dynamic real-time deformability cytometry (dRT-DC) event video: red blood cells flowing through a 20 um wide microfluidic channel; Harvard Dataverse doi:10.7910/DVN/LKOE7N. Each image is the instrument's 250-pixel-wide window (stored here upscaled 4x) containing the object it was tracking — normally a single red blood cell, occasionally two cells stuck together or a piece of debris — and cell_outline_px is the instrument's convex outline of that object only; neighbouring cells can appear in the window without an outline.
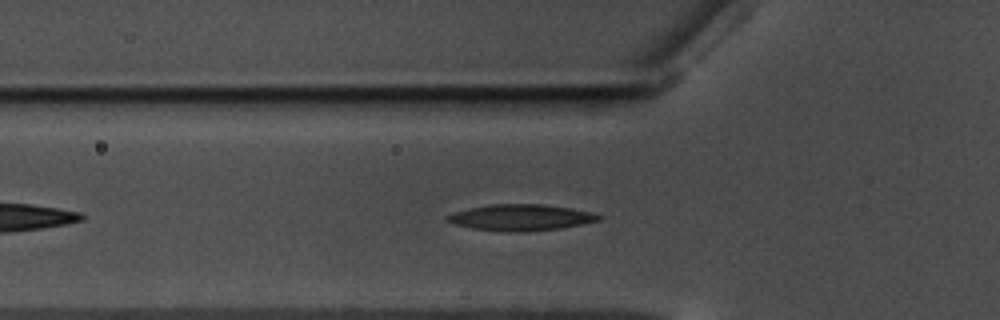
{"species": "common noctule bat (a hibernating species)", "species_latin": "Nyctalus noctula", "temperature_condition": "warm", "stored_images_in_passage": 42, "camera_frame_rate_fps": 3000, "um_per_image_px": 0.085, "animal": {"sex": "male", "body_mass_g": 17.5, "forearm_length_mm": 52.3}, "frame": {"image": 1, "passage_image": 7, "time_ms": 2.0, "image_size_px": [1000, 320], "cell_outline_px": [[604, 216], [600, 220], [584, 224], [560, 228], [524, 232], [508, 232], [472, 228], [456, 224], [444, 220], [444, 216], [456, 212], [488, 204], [544, 204], [572, 208], [592, 212]], "centroid_in_image_um": [44.32, 18.48], "position_along_channel_um": 81.5, "area_um2": 23.24}}
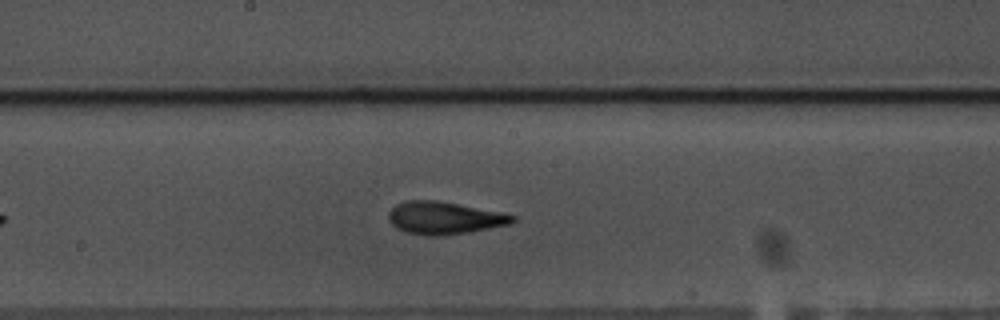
{"frame": {"image": 2, "passage_image": 18, "time_ms": 5.667, "image_size_px": [1000, 320], "cell_outline_px": [[516, 220], [508, 224], [468, 232], [440, 236], [428, 236], [404, 232], [396, 228], [388, 220], [388, 212], [396, 204], [408, 200], [432, 200], [456, 204], [516, 216]], "centroid_in_image_um": [37.67, 18.54], "position_along_channel_um": 210.5, "area_um2": 23.06}}
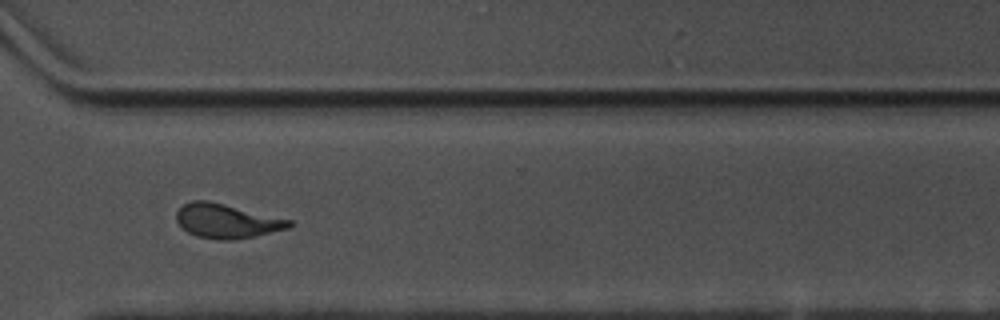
{"frame": {"image": 3, "passage_image": 30, "time_ms": 9.667, "image_size_px": [1000, 320], "cell_outline_px": [[296, 224], [288, 228], [252, 236], [232, 240], [216, 240], [196, 236], [188, 232], [176, 220], [176, 212], [184, 204], [192, 200], [208, 200], [292, 220]], "centroid_in_image_um": [19.27, 18.78], "position_along_channel_um": 351.3, "area_um2": 22.37}}